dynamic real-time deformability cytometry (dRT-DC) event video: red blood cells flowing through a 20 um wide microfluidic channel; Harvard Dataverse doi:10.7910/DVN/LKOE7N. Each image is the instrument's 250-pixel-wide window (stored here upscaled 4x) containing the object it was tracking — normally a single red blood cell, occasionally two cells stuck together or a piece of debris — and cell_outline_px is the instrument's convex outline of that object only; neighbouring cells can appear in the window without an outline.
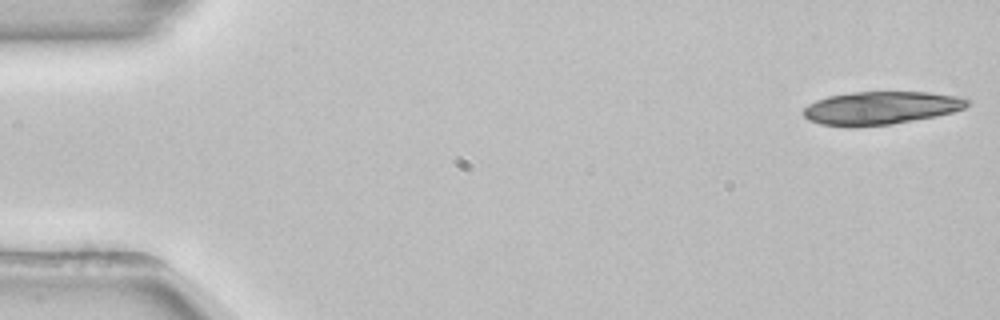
{"species": "common noctule bat (a hibernating species)", "species_latin": "Nyctalus noctula", "temperature_condition": "room temperature", "stored_images_in_passage": 17, "camera_frame_rate_fps": 3000, "um_per_image_px": 0.085, "animal": {"sex": "female", "body_mass_g": 22.7, "forearm_length_mm": 54.2}, "frame": {"image": 1, "passage_image": 1, "time_ms": 0.0, "image_size_px": [1000, 320], "cell_outline_px": [[972, 100], [964, 108], [952, 112], [936, 116], [892, 124], [820, 124], [808, 120], [804, 116], [804, 108], [808, 104], [816, 100], [828, 96], [852, 92], [928, 92], [956, 96]], "centroid_in_image_um": [74.91, 9.14], "position_along_channel_um": 10.1, "area_um2": 30.75}}